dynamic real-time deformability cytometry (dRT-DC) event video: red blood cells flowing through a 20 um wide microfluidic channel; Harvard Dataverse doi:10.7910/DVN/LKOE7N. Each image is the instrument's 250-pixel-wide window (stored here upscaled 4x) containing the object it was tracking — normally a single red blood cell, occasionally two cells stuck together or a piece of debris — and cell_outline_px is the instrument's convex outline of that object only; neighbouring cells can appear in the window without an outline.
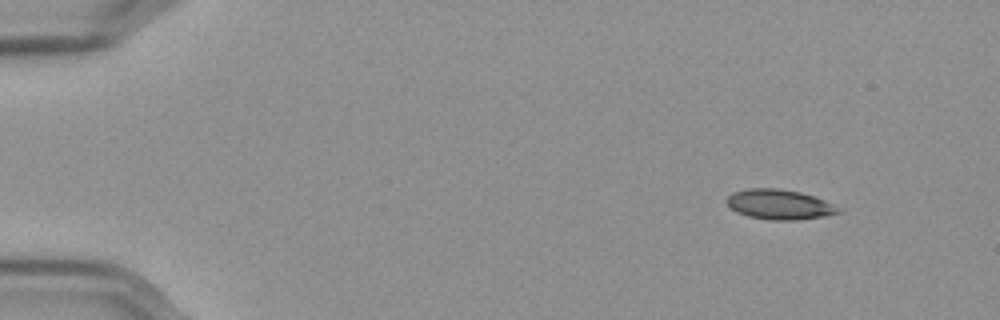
{"species": "Egyptian fruit bat (a non-hibernating species)", "species_latin": "Rousettus aegyptiacus", "temperature_condition": "cold", "stored_images_in_passage": 52, "camera_frame_rate_fps": 3000, "um_per_image_px": 0.085, "frame": {"image": 1, "passage_image": 1, "time_ms": 0.0, "image_size_px": [1000, 320], "cell_outline_px": [[844, 208], [840, 212], [824, 216], [796, 220], [768, 220], [748, 216], [736, 212], [724, 200], [732, 192], [748, 188], [776, 188], [800, 192], [824, 200]], "centroid_in_image_um": [66.25, 17.38], "position_along_channel_um": 18.8, "area_um2": 19.59}}
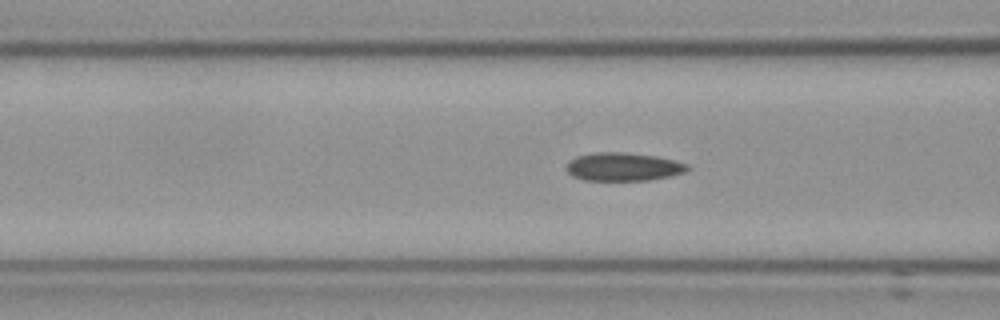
{"frame": {"image": 2, "passage_image": 18, "time_ms": 5.667, "image_size_px": [1000, 320], "cell_outline_px": [[692, 168], [684, 172], [672, 176], [648, 180], [584, 180], [572, 176], [564, 168], [568, 160], [576, 156], [596, 152], [624, 152], [656, 156], [676, 160], [688, 164]], "centroid_in_image_um": [52.97, 14.17], "position_along_channel_um": 113.6, "area_um2": 20.23}}
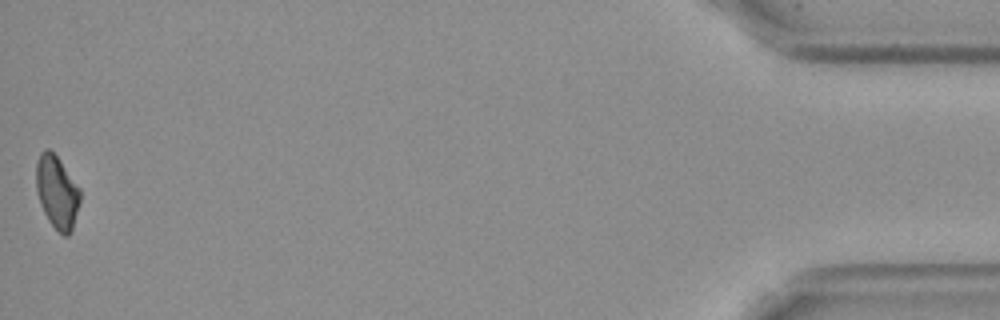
{"frame": {"image": 3, "passage_image": 52, "time_ms": 17.0, "image_size_px": [1000, 320], "cell_outline_px": [[80, 200], [72, 228], [68, 236], [64, 236], [48, 220], [40, 204], [36, 188], [36, 164], [40, 152], [44, 148], [48, 148], [60, 160], [80, 188]], "centroid_in_image_um": [4.83, 16.29], "position_along_channel_um": 430.4, "area_um2": 18.5}}